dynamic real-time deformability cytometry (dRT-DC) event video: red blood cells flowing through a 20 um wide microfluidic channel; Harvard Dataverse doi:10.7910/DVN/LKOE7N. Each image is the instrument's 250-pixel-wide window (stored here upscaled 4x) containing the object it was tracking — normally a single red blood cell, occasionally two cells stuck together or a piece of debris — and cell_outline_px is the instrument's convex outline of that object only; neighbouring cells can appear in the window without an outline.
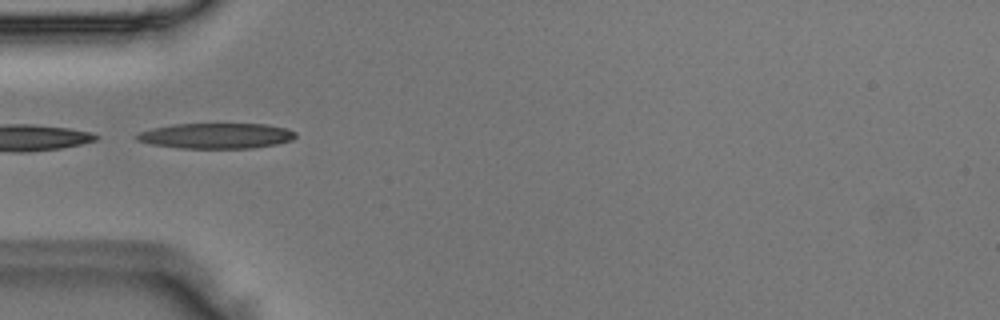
{"species": "Egyptian fruit bat (a non-hibernating species)", "species_latin": "Rousettus aegyptiacus", "temperature_condition": "room temperature", "stored_images_in_passage": 5, "camera_frame_rate_fps": 3000, "um_per_image_px": 0.085, "animal": {"sex": "male"}, "frame": {"image": 1, "passage_image": 5, "time_ms": 1.333, "image_size_px": [1000, 320], "cell_outline_px": [[296, 136], [292, 140], [276, 144], [252, 148], [180, 148], [152, 144], [136, 140], [136, 132], [152, 128], [172, 124], [268, 124], [288, 128], [296, 132]], "centroid_in_image_um": [18.38, 11.54], "position_along_channel_um": 66.6, "area_um2": 23.7}}